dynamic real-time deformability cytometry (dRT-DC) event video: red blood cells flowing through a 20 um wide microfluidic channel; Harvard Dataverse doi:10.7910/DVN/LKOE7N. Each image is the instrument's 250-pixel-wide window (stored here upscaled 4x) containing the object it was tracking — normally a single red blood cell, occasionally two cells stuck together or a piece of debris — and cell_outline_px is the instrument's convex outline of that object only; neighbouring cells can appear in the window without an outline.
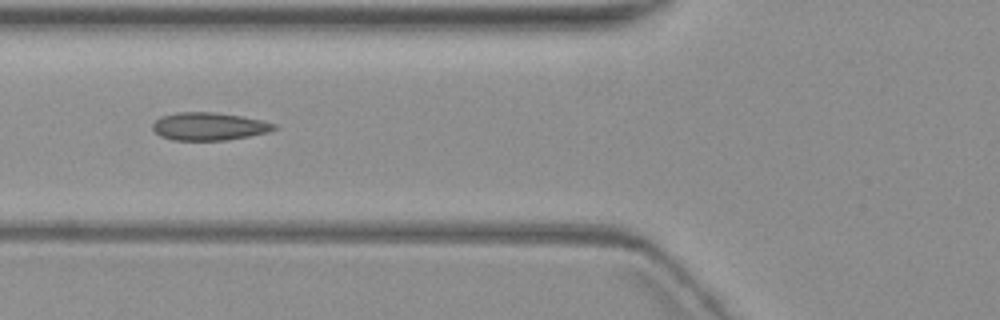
{"species": "common noctule bat (a hibernating species)", "species_latin": "Nyctalus noctula", "temperature_condition": "warm", "stored_images_in_passage": 9, "camera_frame_rate_fps": 3000, "um_per_image_px": 0.085, "animal": {"sex": "female", "body_mass_g": 19.3, "forearm_length_mm": 54.1}, "frame": {"image": 1, "passage_image": 7, "time_ms": 7.333, "image_size_px": [1000, 320], "cell_outline_px": [[276, 128], [268, 132], [248, 136], [224, 140], [172, 140], [160, 136], [152, 128], [152, 124], [160, 116], [176, 112], [216, 112], [240, 116], [260, 120], [276, 124]], "centroid_in_image_um": [17.72, 10.74], "position_along_channel_um": 108.1, "area_um2": 19.59}}
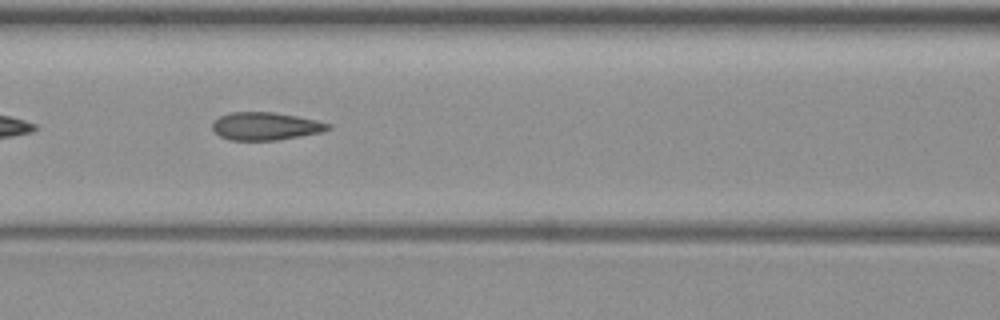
{"frame": {"image": 2, "passage_image": 8, "time_ms": 8.333, "image_size_px": [1000, 320], "cell_outline_px": [[332, 128], [320, 132], [300, 136], [276, 140], [228, 140], [220, 136], [212, 128], [212, 124], [220, 116], [232, 112], [272, 112], [296, 116], [316, 120], [332, 124]], "centroid_in_image_um": [22.58, 10.73], "position_along_channel_um": 144.0, "area_um2": 18.61}}
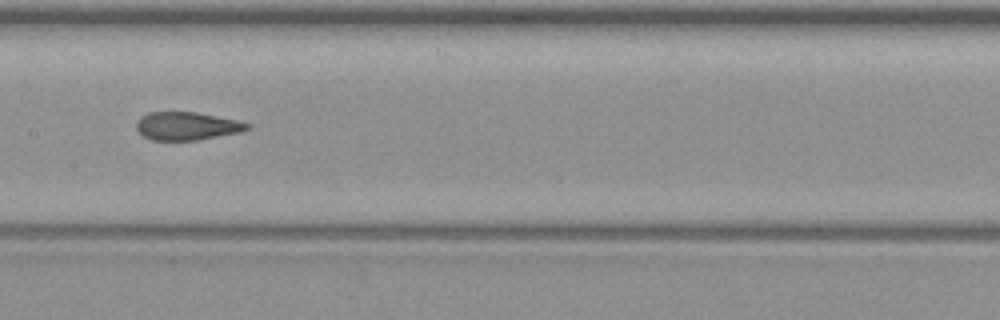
{"frame": {"image": 3, "passage_image": 9, "time_ms": 9.667, "image_size_px": [1000, 320], "cell_outline_px": [[252, 124], [248, 128], [240, 132], [196, 140], [152, 140], [144, 136], [136, 128], [136, 120], [140, 116], [148, 112], [196, 112], [236, 120]], "centroid_in_image_um": [15.85, 10.7], "position_along_channel_um": 191.6, "area_um2": 18.03}}